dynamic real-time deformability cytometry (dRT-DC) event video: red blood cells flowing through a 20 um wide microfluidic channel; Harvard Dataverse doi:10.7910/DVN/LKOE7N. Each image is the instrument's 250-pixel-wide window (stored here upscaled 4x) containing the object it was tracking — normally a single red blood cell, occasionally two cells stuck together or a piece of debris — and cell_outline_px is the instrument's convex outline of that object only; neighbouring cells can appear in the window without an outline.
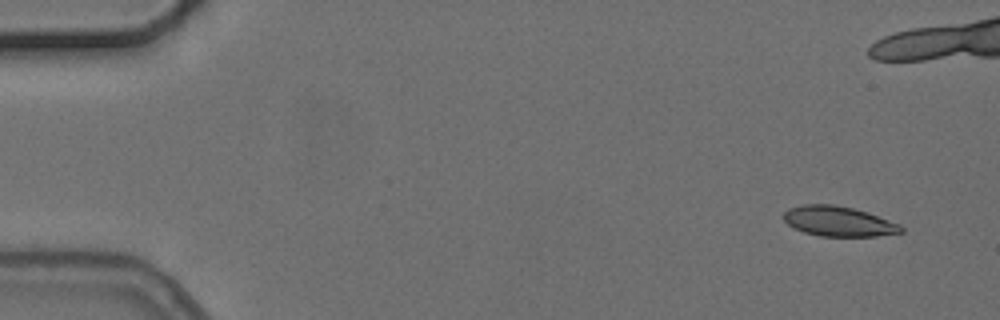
{"species": "common noctule bat (a hibernating species)", "species_latin": "Nyctalus noctula", "temperature_condition": "cold", "stored_images_in_passage": 5, "camera_frame_rate_fps": 3000, "um_per_image_px": 0.085, "animal": {"sex": "female", "body_mass_g": 24.6, "forearm_length_mm": 56.2}, "frame": {"image": 1, "passage_image": 1, "time_ms": 0.0, "image_size_px": [1000, 320], "cell_outline_px": [[904, 232], [876, 236], [820, 236], [804, 232], [788, 224], [780, 216], [788, 208], [800, 204], [832, 204], [852, 208], [900, 224], [904, 228]], "centroid_in_image_um": [71.22, 18.81], "position_along_channel_um": 13.8, "area_um2": 20.46}}